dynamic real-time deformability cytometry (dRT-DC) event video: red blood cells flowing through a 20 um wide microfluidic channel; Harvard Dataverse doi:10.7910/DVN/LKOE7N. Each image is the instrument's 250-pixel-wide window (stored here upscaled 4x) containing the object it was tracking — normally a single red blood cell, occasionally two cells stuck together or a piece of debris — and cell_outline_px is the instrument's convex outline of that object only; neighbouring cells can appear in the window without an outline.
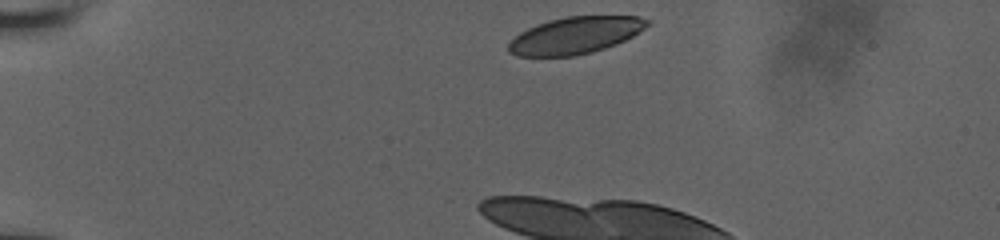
{"species": "human", "species_latin": "Homo sapiens", "temperature_condition": "room temperature", "stored_images_in_passage": 8, "camera_frame_rate_fps": 3000, "um_per_image_px": 0.085, "donor": {"sex": "male"}, "frame": {"image": 1, "passage_image": 1, "time_ms": 0.0, "image_size_px": [1000, 240], "cell_outline_px": [[652, 20], [644, 28], [632, 36], [616, 44], [592, 52], [576, 56], [516, 56], [508, 52], [508, 44], [520, 32], [536, 24], [548, 20], [564, 16], [636, 16]], "centroid_in_image_um": [48.88, 3.0], "position_along_channel_um": 36.1, "area_um2": 29.82}}